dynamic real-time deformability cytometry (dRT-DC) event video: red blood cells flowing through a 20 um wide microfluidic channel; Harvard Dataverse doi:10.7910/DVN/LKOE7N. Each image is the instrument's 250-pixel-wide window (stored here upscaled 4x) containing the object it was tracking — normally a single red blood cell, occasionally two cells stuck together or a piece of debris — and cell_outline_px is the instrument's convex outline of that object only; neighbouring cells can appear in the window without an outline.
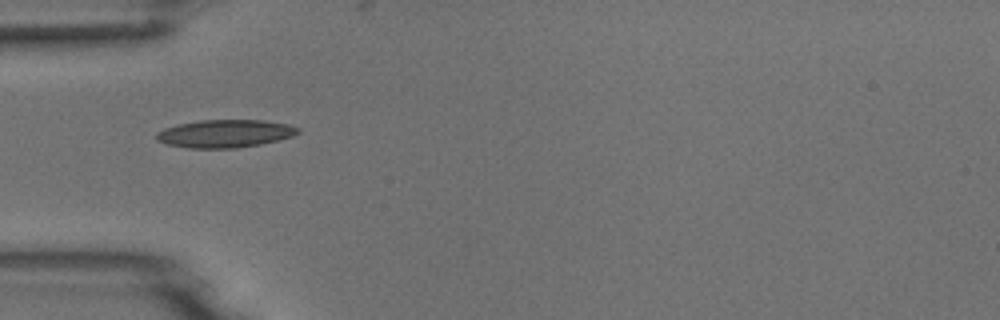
{"species": "common noctule bat (a hibernating species)", "species_latin": "Nyctalus noctula", "temperature_condition": "room temperature", "stored_images_in_passage": 1, "camera_frame_rate_fps": 3000, "um_per_image_px": 0.085, "animal": {"sex": "male", "body_mass_g": 18.8}, "frame": {"image": 1, "passage_image": 1, "time_ms": 0.0, "image_size_px": [1000, 320], "cell_outline_px": [[300, 132], [292, 136], [260, 144], [236, 148], [188, 148], [168, 144], [156, 140], [156, 132], [164, 128], [176, 124], [200, 120], [264, 120], [288, 124], [300, 128]], "centroid_in_image_um": [19.1, 11.35], "position_along_channel_um": 65.9, "area_um2": 23.0}}